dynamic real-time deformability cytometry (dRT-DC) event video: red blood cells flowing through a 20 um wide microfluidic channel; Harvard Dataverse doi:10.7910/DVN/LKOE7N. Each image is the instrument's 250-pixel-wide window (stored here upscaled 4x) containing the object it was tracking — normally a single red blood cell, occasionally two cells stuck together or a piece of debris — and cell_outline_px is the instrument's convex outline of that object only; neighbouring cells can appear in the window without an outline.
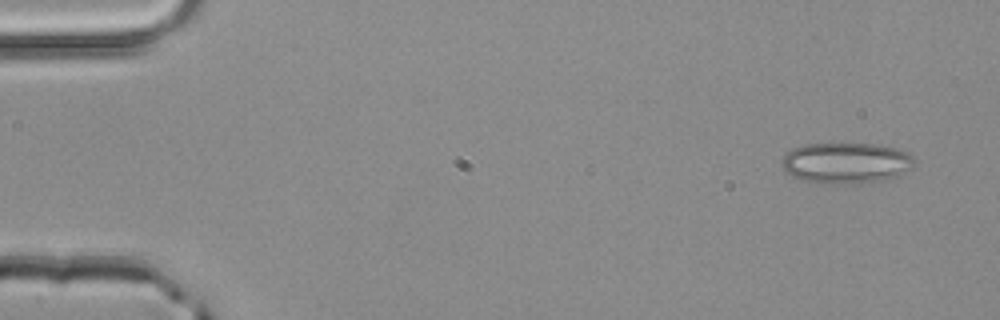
{"species": "common noctule bat (a hibernating species)", "species_latin": "Nyctalus noctula", "temperature_condition": "room temperature", "stored_images_in_passage": 4, "camera_frame_rate_fps": 3000, "um_per_image_px": 0.085, "animal": {"sex": "male", "body_mass_g": 20.4}, "frame": {"image": 1, "passage_image": 1, "time_ms": 0.0, "image_size_px": [1000, 320], "cell_outline_px": [[916, 164], [912, 168], [904, 172], [884, 180], [852, 184], [832, 184], [800, 180], [788, 172], [784, 168], [784, 156], [792, 148], [804, 144], [876, 144], [896, 148], [908, 152], [916, 160]], "centroid_in_image_um": [71.97, 13.85], "position_along_channel_um": 13.0, "area_um2": 31.5}}